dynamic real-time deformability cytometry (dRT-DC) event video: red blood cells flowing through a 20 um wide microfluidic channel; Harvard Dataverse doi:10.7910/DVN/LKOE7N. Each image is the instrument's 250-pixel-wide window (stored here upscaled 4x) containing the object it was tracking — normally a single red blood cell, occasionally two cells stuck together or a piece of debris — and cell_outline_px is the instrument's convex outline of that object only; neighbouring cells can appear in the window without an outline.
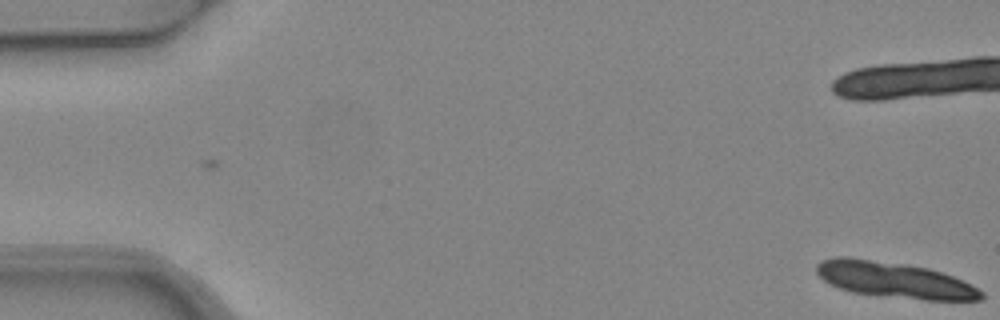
{"species": "common noctule bat (a hibernating species)", "species_latin": "Nyctalus noctula", "temperature_condition": "warm", "stored_images_in_passage": 2, "camera_frame_rate_fps": 3000, "um_per_image_px": 0.085, "animal": {"sex": "female", "body_mass_g": 24.6, "forearm_length_mm": 56.2}, "frame": {"image": 1, "passage_image": 2, "time_ms": 0.333, "image_size_px": [1000, 320], "cell_outline_px": [[984, 296], [980, 300], [924, 300], [852, 292], [840, 288], [824, 280], [816, 272], [816, 264], [820, 260], [836, 256], [848, 256], [904, 264], [928, 268], [952, 276], [972, 284], [984, 292]], "centroid_in_image_um": [76.03, 23.78], "position_along_channel_um": 9.0, "area_um2": 34.39}}